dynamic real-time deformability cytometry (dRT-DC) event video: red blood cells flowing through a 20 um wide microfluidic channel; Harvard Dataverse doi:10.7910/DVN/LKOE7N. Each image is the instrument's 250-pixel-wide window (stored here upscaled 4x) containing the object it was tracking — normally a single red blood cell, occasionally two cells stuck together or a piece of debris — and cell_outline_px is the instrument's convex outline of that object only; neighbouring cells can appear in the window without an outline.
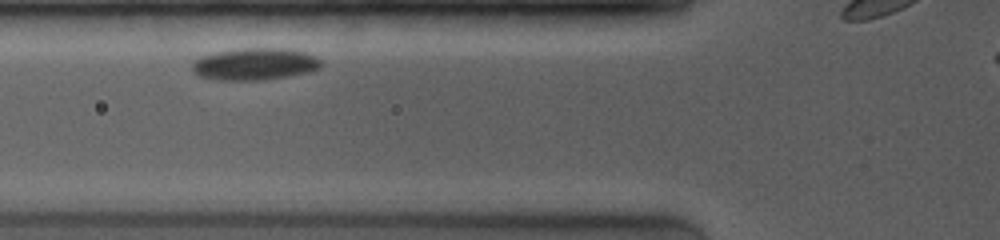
{"species": "common noctule bat (a hibernating species)", "species_latin": "Nyctalus noctula", "temperature_condition": "room temperature", "stored_images_in_passage": 29, "segment_of_instrument_passage": [1, 2], "camera_frame_rate_fps": 4000, "um_per_image_px": 0.085, "animal": {"sex": "female", "body_mass_g": 19.0, "forearm_length_mm": 53.3}, "frame": {"image": 1, "passage_image": 4, "time_ms": 1.0, "image_size_px": [1000, 240], "cell_outline_px": [[320, 68], [308, 72], [288, 76], [264, 80], [216, 80], [200, 76], [192, 72], [192, 60], [200, 56], [240, 48], [288, 48], [304, 52], [320, 60]], "centroid_in_image_um": [21.61, 5.45], "position_along_channel_um": 104.2, "area_um2": 24.04}}
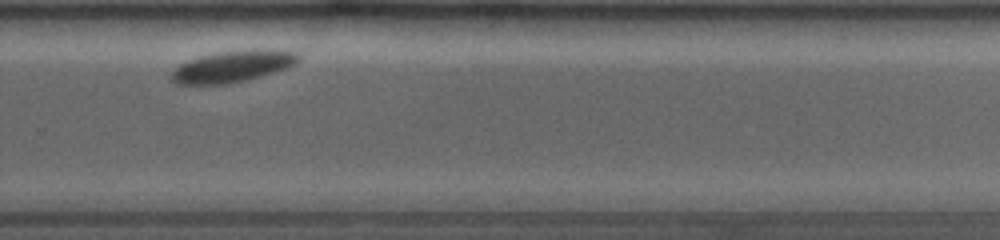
{"frame": {"image": 2, "passage_image": 22, "time_ms": 6.75, "image_size_px": [1000, 240], "cell_outline_px": [[300, 60], [296, 64], [288, 68], [248, 80], [228, 84], [176, 84], [168, 76], [180, 64], [188, 60], [200, 56], [220, 52], [260, 48], [272, 48], [296, 52], [300, 56]], "centroid_in_image_um": [19.84, 5.63], "position_along_channel_um": 310.0, "area_um2": 23.7}}
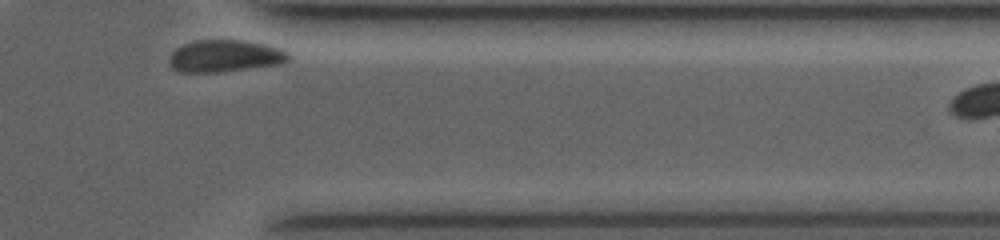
{"frame": {"image": 3, "passage_image": 27, "time_ms": 9.0, "image_size_px": [1000, 240], "cell_outline_px": [[288, 60], [280, 64], [220, 72], [180, 72], [172, 68], [168, 60], [172, 52], [176, 48], [184, 44], [196, 40], [240, 40], [264, 44], [280, 48], [288, 52]], "centroid_in_image_um": [19.09, 4.76], "position_along_channel_um": 392.3, "area_um2": 22.2}}